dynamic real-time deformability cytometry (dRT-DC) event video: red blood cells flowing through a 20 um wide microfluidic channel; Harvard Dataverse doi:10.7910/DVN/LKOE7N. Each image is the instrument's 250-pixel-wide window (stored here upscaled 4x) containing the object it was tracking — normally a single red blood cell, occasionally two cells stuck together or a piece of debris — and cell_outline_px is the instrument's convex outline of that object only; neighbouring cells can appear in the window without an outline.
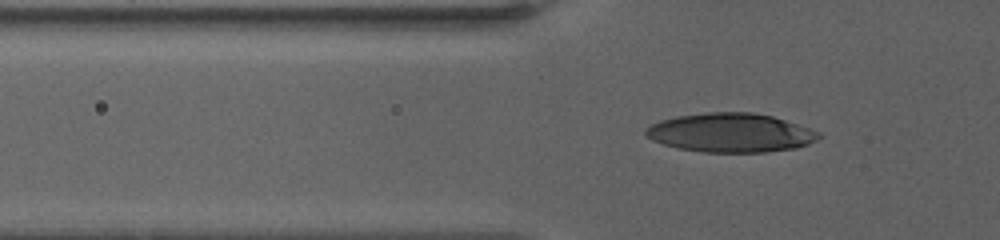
{"species": "human", "species_latin": "Homo sapiens", "temperature_condition": "warm", "stored_images_in_passage": 49, "camera_frame_rate_fps": 3000, "um_per_image_px": 0.085, "donor": {"sex": "female"}, "frame": {"image": 1, "passage_image": 9, "time_ms": 2.333, "image_size_px": [1000, 240], "cell_outline_px": [[820, 136], [816, 140], [808, 144], [796, 148], [764, 152], [704, 152], [680, 148], [664, 144], [652, 140], [644, 132], [652, 124], [660, 120], [676, 116], [704, 112], [752, 112], [772, 116], [820, 132]], "centroid_in_image_um": [62.1, 11.28], "position_along_channel_um": 63.7, "area_um2": 39.02}}
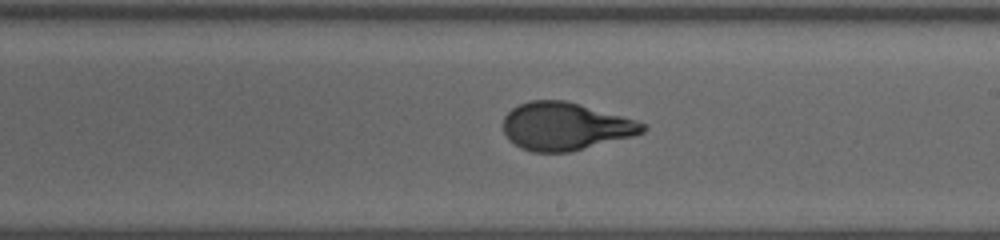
{"frame": {"image": 2, "passage_image": 25, "time_ms": 8.333, "image_size_px": [1000, 240], "cell_outline_px": [[648, 128], [644, 132], [632, 136], [572, 152], [532, 152], [520, 148], [508, 140], [504, 132], [504, 116], [512, 108], [520, 104], [532, 100], [564, 100], [580, 104], [636, 120], [644, 124]], "centroid_in_image_um": [48.03, 10.75], "position_along_channel_um": 241.0, "area_um2": 38.78}}
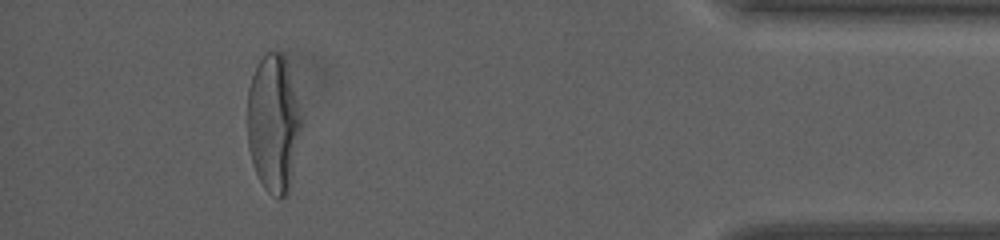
{"frame": {"image": 3, "passage_image": 44, "time_ms": 15.333, "image_size_px": [1000, 240], "cell_outline_px": [[300, 128], [288, 196], [280, 200], [268, 192], [264, 188], [252, 164], [248, 148], [248, 88], [256, 64], [268, 52], [280, 52], [284, 56], [300, 116]], "centroid_in_image_um": [23.2, 10.55], "position_along_channel_um": 412.0, "area_um2": 42.31}, "authors_computed_cell_mechanics": {"area_um2": 39.1306, "velocity_mm_per_s": 3.0869, "shape_relaxation_time_tau1_ms": 5.1322, "shape_relaxation_time_tau2_ms": null, "deformation_change_tau1": 0.2322, "deformation_change_tau2": null}}